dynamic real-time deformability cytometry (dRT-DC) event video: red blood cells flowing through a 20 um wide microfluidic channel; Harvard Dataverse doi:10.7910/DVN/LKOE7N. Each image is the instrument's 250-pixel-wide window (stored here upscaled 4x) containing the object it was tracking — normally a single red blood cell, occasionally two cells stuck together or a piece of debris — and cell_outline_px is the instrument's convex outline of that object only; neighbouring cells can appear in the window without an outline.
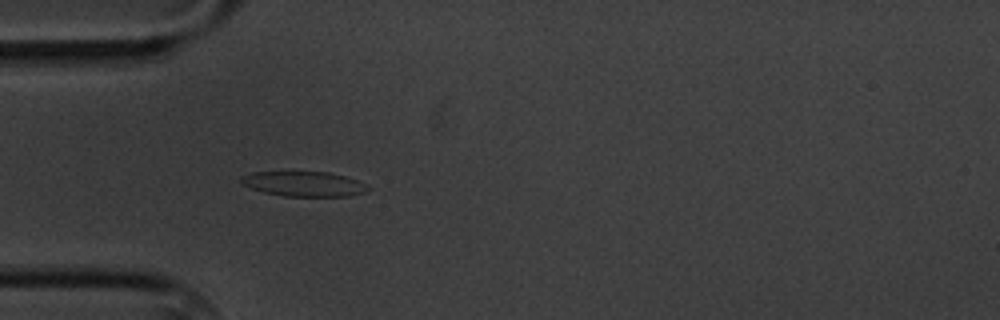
{"species": "common noctule bat (a hibernating species)", "species_latin": "Nyctalus noctula", "temperature_condition": "cold", "stored_images_in_passage": 5, "camera_frame_rate_fps": 3000, "um_per_image_px": 0.085, "animal": {"sex": "male", "body_mass_g": 20.1, "forearm_length_mm": 53.5}, "frame": {"image": 1, "passage_image": 5, "time_ms": 5.333, "image_size_px": [1000, 320], "cell_outline_px": [[372, 188], [364, 192], [348, 196], [284, 196], [264, 192], [252, 188], [244, 184], [240, 180], [240, 176], [252, 172], [328, 172], [344, 176], [356, 180]], "centroid_in_image_um": [25.82, 15.63], "position_along_channel_um": 59.2, "area_um2": 18.21}}